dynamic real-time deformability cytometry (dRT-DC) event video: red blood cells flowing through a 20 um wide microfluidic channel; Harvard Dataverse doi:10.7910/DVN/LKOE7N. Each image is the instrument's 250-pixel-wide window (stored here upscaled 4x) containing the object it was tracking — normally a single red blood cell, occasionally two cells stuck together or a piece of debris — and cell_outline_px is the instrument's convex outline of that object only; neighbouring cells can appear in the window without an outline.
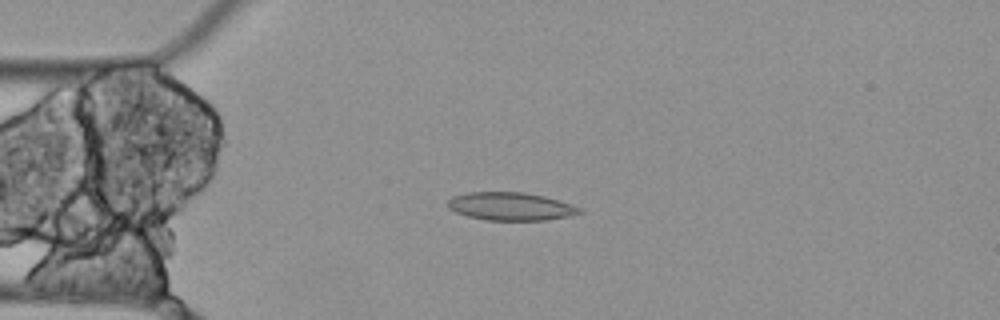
{"species": "Egyptian fruit bat (a non-hibernating species)", "species_latin": "Rousettus aegyptiacus", "temperature_condition": "cold", "stored_images_in_passage": 6, "segment_of_instrument_passage": [1, 2], "camera_frame_rate_fps": 3000, "um_per_image_px": 0.085, "animal": {"sex": "female"}, "frame": {"image": 1, "passage_image": 1, "time_ms": 0.0, "image_size_px": [1000, 320], "cell_outline_px": [[584, 212], [544, 220], [488, 220], [468, 216], [456, 212], [448, 208], [448, 200], [452, 196], [468, 192], [524, 192], [544, 196], [580, 208]], "centroid_in_image_um": [43.34, 17.53], "position_along_channel_um": 41.7, "area_um2": 21.15}}